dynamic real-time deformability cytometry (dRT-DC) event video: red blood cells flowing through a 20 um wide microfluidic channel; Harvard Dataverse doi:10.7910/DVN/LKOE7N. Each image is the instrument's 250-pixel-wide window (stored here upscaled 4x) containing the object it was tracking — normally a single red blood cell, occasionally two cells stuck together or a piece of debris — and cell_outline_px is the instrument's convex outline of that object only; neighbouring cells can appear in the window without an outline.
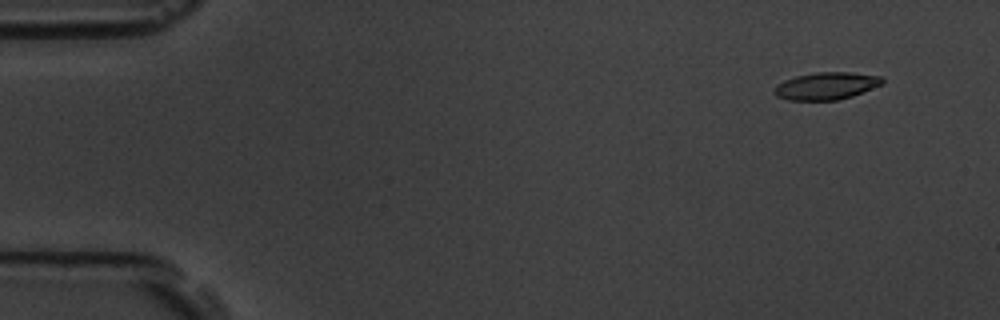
{"species": "common noctule bat (a hibernating species)", "species_latin": "Nyctalus noctula", "temperature_condition": "room temperature", "stored_images_in_passage": 9, "camera_frame_rate_fps": 3000, "um_per_image_px": 0.085, "animal": {"sex": "male", "body_mass_g": 19.5, "forearm_length_mm": 54.6}, "frame": {"image": 1, "passage_image": 2, "time_ms": 1.0, "image_size_px": [1000, 320], "cell_outline_px": [[884, 84], [852, 96], [836, 100], [788, 100], [776, 96], [772, 92], [772, 88], [776, 84], [784, 80], [796, 76], [816, 72], [852, 72], [880, 76], [884, 80]], "centroid_in_image_um": [70.2, 7.3], "position_along_channel_um": 14.8, "area_um2": 17.4}}
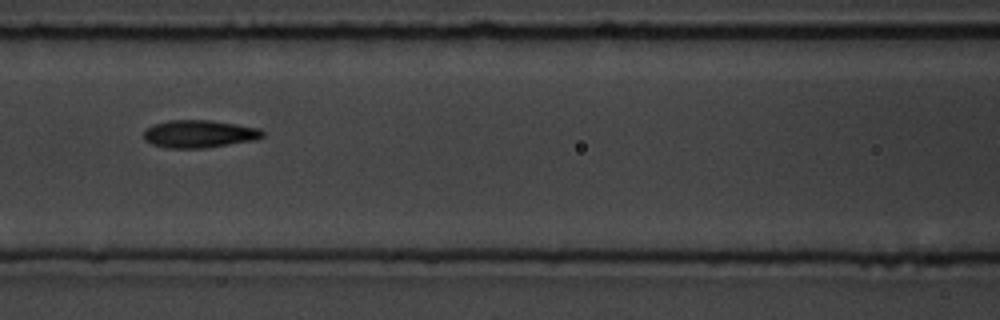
{"frame": {"image": 2, "passage_image": 8, "time_ms": 8.0, "image_size_px": [1000, 320], "cell_outline_px": [[264, 136], [256, 140], [204, 148], [168, 148], [152, 144], [144, 140], [144, 132], [152, 124], [168, 120], [208, 120], [236, 124], [260, 128], [264, 132]], "centroid_in_image_um": [16.94, 11.38], "position_along_channel_um": 149.7, "area_um2": 19.19}}
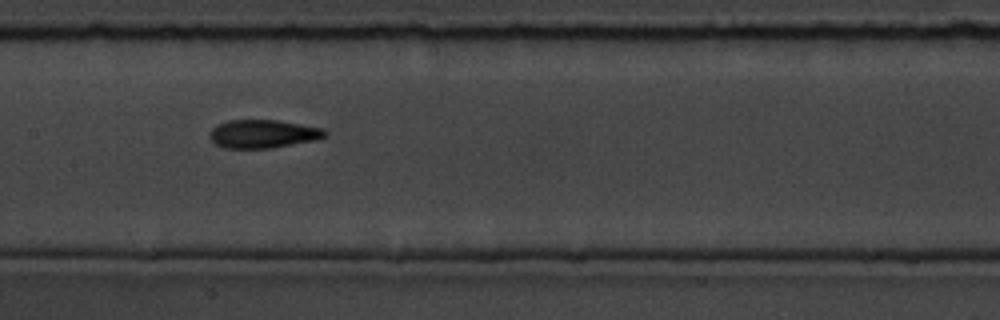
{"frame": {"image": 3, "passage_image": 9, "time_ms": 9.0, "image_size_px": [1000, 320], "cell_outline_px": [[328, 136], [316, 140], [272, 148], [224, 148], [216, 144], [208, 136], [208, 132], [216, 124], [228, 120], [276, 120], [324, 128], [328, 132]], "centroid_in_image_um": [22.36, 11.38], "position_along_channel_um": 185.0, "area_um2": 19.25}}